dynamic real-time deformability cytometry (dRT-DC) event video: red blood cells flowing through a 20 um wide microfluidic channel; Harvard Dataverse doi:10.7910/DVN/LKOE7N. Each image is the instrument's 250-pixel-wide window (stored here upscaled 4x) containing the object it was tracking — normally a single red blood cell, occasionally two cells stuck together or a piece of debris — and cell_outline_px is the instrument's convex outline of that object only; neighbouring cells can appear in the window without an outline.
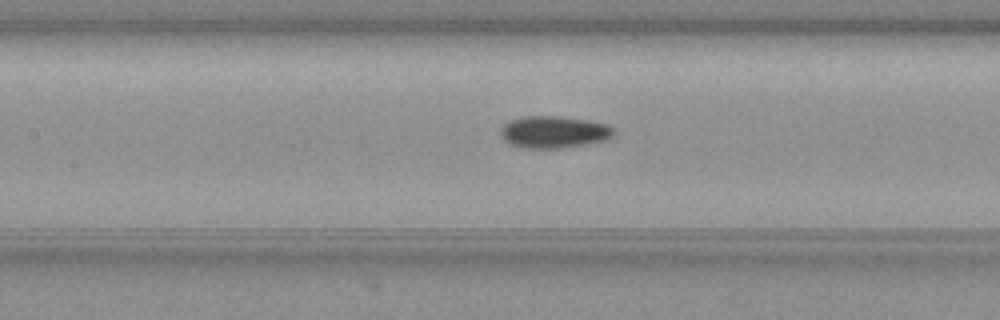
{"species": "common noctule bat (a hibernating species)", "species_latin": "Nyctalus noctula", "temperature_condition": "warm", "stored_images_in_passage": 39, "camera_frame_rate_fps": 3000, "um_per_image_px": 0.085, "animal": {"sex": "female", "body_mass_g": 19.3, "forearm_length_mm": 54.1}, "frame": {"image": 1, "passage_image": 10, "time_ms": 3.0, "image_size_px": [1000, 320], "cell_outline_px": [[612, 136], [604, 140], [584, 144], [560, 148], [524, 148], [512, 144], [504, 140], [500, 136], [500, 128], [508, 120], [520, 116], [560, 116], [588, 120], [608, 124], [612, 128]], "centroid_in_image_um": [47.01, 11.2], "position_along_channel_um": 160.4, "area_um2": 21.1}}
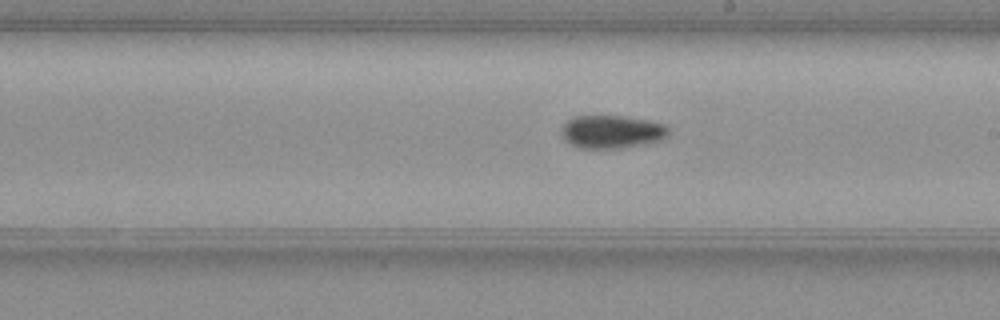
{"frame": {"image": 2, "passage_image": 16, "time_ms": 5.0, "image_size_px": [1000, 320], "cell_outline_px": [[668, 136], [660, 140], [648, 144], [624, 148], [580, 148], [572, 144], [564, 136], [564, 124], [572, 116], [624, 116], [648, 120], [664, 124], [668, 128]], "centroid_in_image_um": [52.07, 11.2], "position_along_channel_um": 236.9, "area_um2": 20.46}}
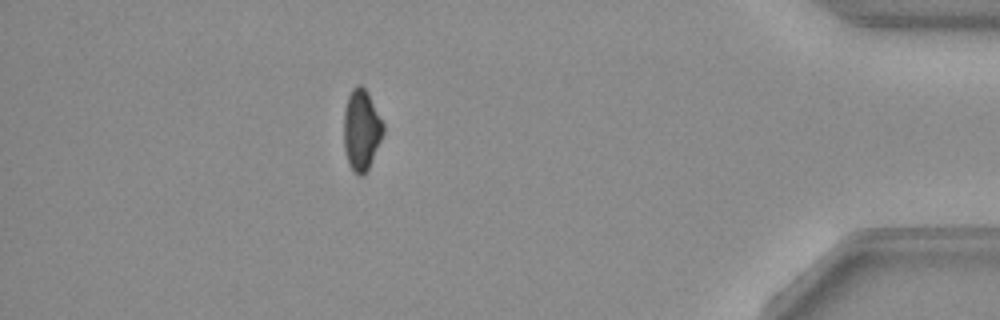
{"frame": {"image": 3, "passage_image": 33, "time_ms": 10.667, "image_size_px": [1000, 320], "cell_outline_px": [[384, 132], [368, 168], [364, 176], [356, 176], [348, 164], [344, 148], [344, 108], [348, 96], [352, 88], [356, 84], [360, 84], [368, 92], [384, 124]], "centroid_in_image_um": [30.7, 11.04], "position_along_channel_um": 404.5, "area_um2": 18.73}, "authors_computed_cell_mechanics": {"area_um2": 19.5942, "velocity_mm_per_s": 3.8452, "shape_relaxation_time_tau1_ms": 5.0564, "shape_relaxation_time_tau2_ms": null, "deformation_change_tau1": 0.1307, "deformation_change_tau2": null}}